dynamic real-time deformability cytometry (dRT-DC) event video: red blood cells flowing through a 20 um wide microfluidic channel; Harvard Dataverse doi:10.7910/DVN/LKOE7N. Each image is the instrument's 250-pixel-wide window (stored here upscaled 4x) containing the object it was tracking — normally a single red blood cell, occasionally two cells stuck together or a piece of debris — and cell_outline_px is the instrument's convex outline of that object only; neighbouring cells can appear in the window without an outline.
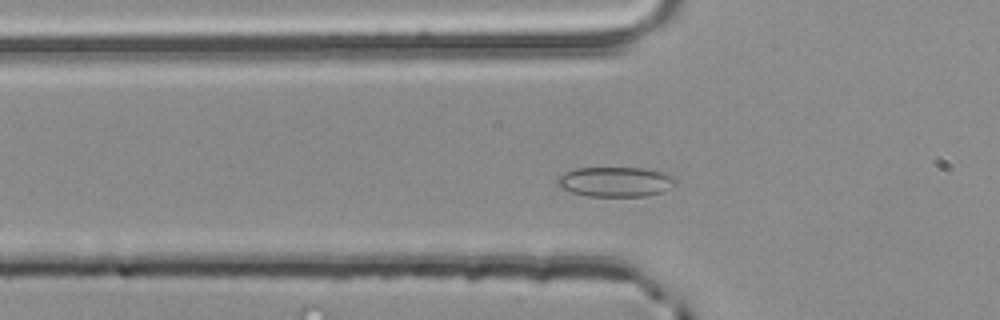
{"species": "common noctule bat (a hibernating species)", "species_latin": "Nyctalus noctula", "temperature_condition": "room temperature", "stored_images_in_passage": 48, "camera_frame_rate_fps": 3000, "um_per_image_px": 0.085, "animal": {"sex": "male", "body_mass_g": 20.4}, "frame": {"image": 1, "passage_image": 11, "time_ms": 3.333, "image_size_px": [1000, 320], "cell_outline_px": [[676, 184], [660, 192], [644, 196], [588, 196], [572, 192], [560, 188], [556, 184], [556, 180], [564, 172], [576, 168], [644, 168], [664, 172], [672, 176], [676, 180]], "centroid_in_image_um": [52.28, 15.44], "position_along_channel_um": 73.5, "area_um2": 20.52}}
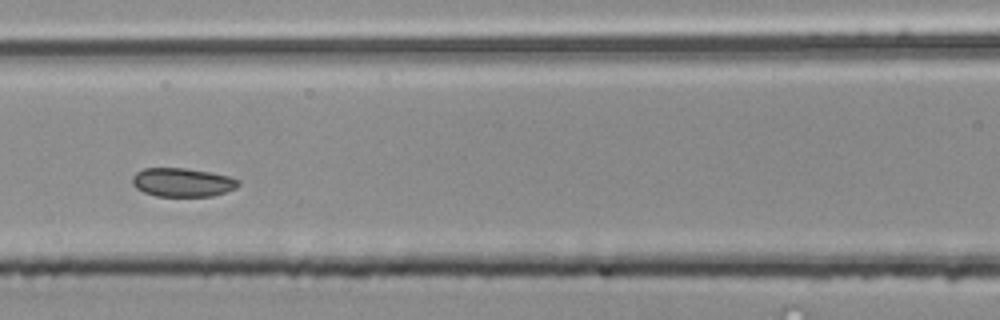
{"frame": {"image": 2, "passage_image": 17, "time_ms": 5.333, "image_size_px": [1000, 320], "cell_outline_px": [[240, 184], [236, 188], [212, 196], [156, 196], [144, 192], [136, 188], [132, 184], [132, 176], [136, 172], [144, 168], [188, 168], [228, 176], [240, 180]], "centroid_in_image_um": [15.49, 15.49], "position_along_channel_um": 151.1, "area_um2": 17.74}}
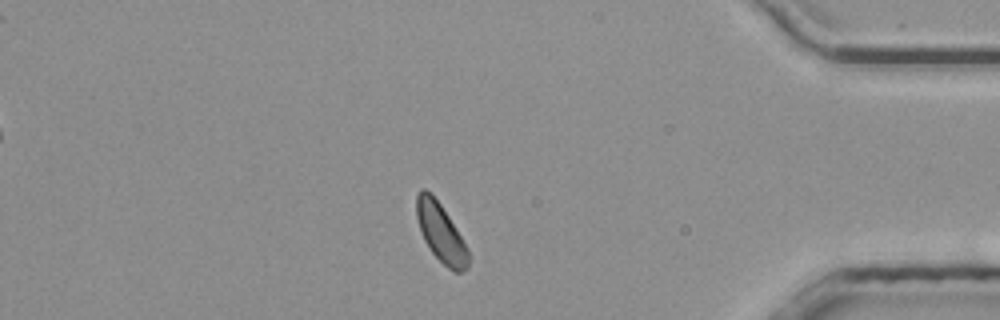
{"frame": {"image": 3, "passage_image": 39, "time_ms": 12.667, "image_size_px": [1000, 320], "cell_outline_px": [[468, 268], [460, 272], [452, 272], [428, 248], [424, 240], [416, 216], [416, 196], [420, 188], [424, 188], [440, 204], [448, 216], [468, 248]], "centroid_in_image_um": [37.46, 19.8], "position_along_channel_um": 397.7, "area_um2": 17.34}, "authors_computed_cell_mechanics": {"area_um2": 17.8024, "velocity_mm_per_s": 3.8474, "shape_relaxation_time_tau1_ms": 4.2906, "shape_relaxation_time_tau2_ms": null, "deformation_change_tau1": 0.0663, "deformation_change_tau2": null}}